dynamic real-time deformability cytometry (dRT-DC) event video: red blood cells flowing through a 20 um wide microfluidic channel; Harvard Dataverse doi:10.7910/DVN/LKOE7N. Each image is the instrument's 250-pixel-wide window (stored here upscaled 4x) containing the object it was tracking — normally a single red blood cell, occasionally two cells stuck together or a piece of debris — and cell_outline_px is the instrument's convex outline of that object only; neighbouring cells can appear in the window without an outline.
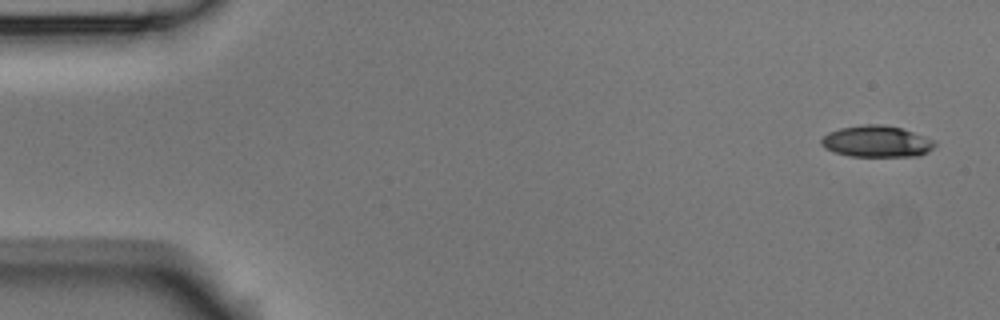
{"species": "Egyptian fruit bat (a non-hibernating species)", "species_latin": "Rousettus aegyptiacus", "temperature_condition": "room temperature", "stored_images_in_passage": 5, "camera_frame_rate_fps": 3000, "um_per_image_px": 0.085, "animal": {"sex": "male"}, "frame": {"image": 1, "passage_image": 1, "time_ms": 0.0, "image_size_px": [1000, 320], "cell_outline_px": [[936, 144], [928, 152], [920, 156], [848, 156], [824, 148], [820, 144], [820, 140], [828, 132], [840, 128], [864, 124], [880, 124], [900, 128], [936, 140]], "centroid_in_image_um": [74.51, 12.02], "position_along_channel_um": 10.5, "area_um2": 20.81}}
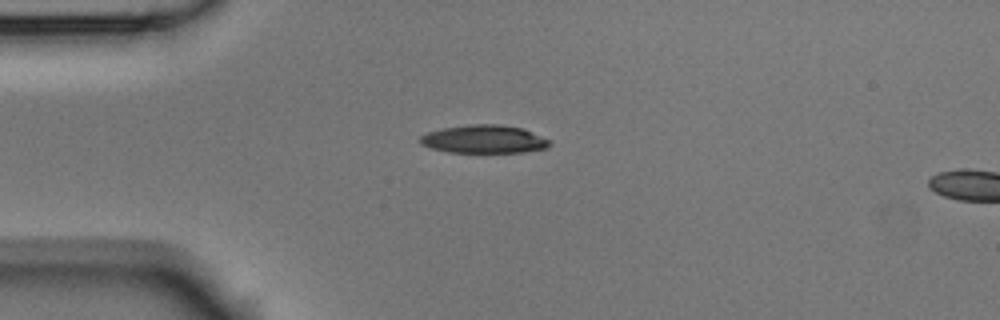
{"frame": {"image": 2, "passage_image": 4, "time_ms": 1.0, "image_size_px": [1000, 320], "cell_outline_px": [[552, 144], [548, 148], [524, 152], [448, 152], [428, 148], [420, 144], [420, 136], [428, 132], [444, 128], [468, 124], [500, 124], [520, 128], [548, 140]], "centroid_in_image_um": [41.09, 11.84], "position_along_channel_um": 43.9, "area_um2": 21.1}}